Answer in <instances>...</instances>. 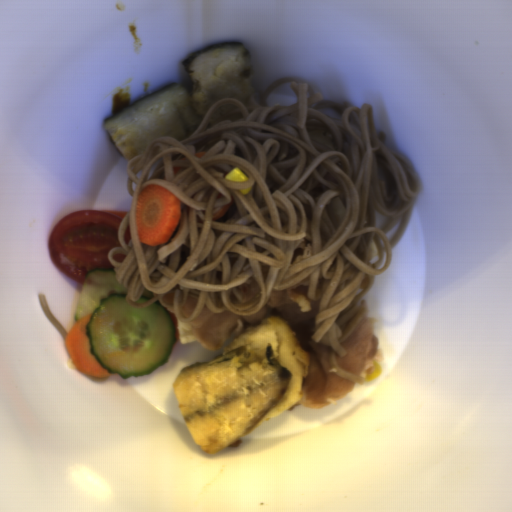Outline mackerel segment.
Listing matches in <instances>:
<instances>
[{
	"mask_svg": "<svg viewBox=\"0 0 512 512\" xmlns=\"http://www.w3.org/2000/svg\"><path fill=\"white\" fill-rule=\"evenodd\" d=\"M182 66L189 90L173 82L105 119L103 125L124 161L143 154L156 137L177 141L191 137L222 98L249 106L258 92L251 83L253 51L241 41L227 40L189 54Z\"/></svg>",
	"mask_w": 512,
	"mask_h": 512,
	"instance_id": "obj_2",
	"label": "mackerel segment"
},
{
	"mask_svg": "<svg viewBox=\"0 0 512 512\" xmlns=\"http://www.w3.org/2000/svg\"><path fill=\"white\" fill-rule=\"evenodd\" d=\"M309 369L286 318L272 314L222 353L183 367L173 391L194 443L209 456L299 404Z\"/></svg>",
	"mask_w": 512,
	"mask_h": 512,
	"instance_id": "obj_1",
	"label": "mackerel segment"
}]
</instances>
